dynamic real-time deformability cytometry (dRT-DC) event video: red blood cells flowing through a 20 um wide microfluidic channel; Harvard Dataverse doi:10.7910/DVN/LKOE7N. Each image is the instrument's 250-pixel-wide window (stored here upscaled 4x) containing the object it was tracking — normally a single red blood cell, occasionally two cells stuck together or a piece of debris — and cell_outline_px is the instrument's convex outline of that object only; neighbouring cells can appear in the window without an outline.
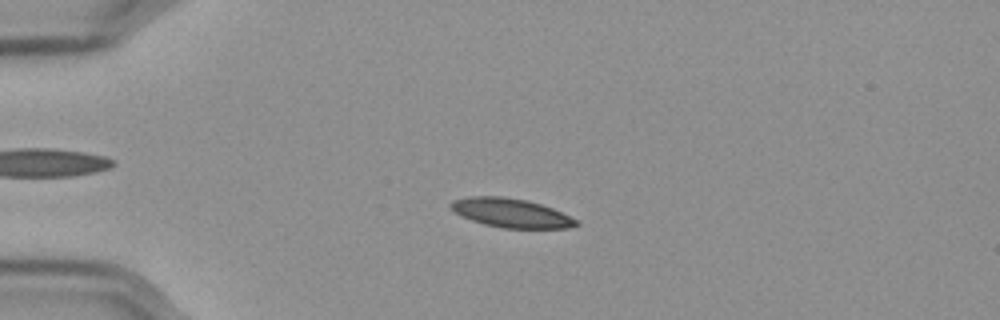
{"species": "Egyptian fruit bat (a non-hibernating species)", "species_latin": "Rousettus aegyptiacus", "temperature_condition": "cold", "stored_images_in_passage": 57, "camera_frame_rate_fps": 3000, "um_per_image_px": 0.085, "frame": {"image": 1, "passage_image": 14, "time_ms": 4.333, "image_size_px": [1000, 320], "cell_outline_px": [[580, 224], [568, 228], [504, 228], [484, 224], [472, 220], [456, 212], [448, 204], [452, 200], [468, 196], [504, 196], [528, 200], [552, 208], [580, 220]], "centroid_in_image_um": [43.47, 18.09], "position_along_channel_um": 41.5, "area_um2": 21.21}}
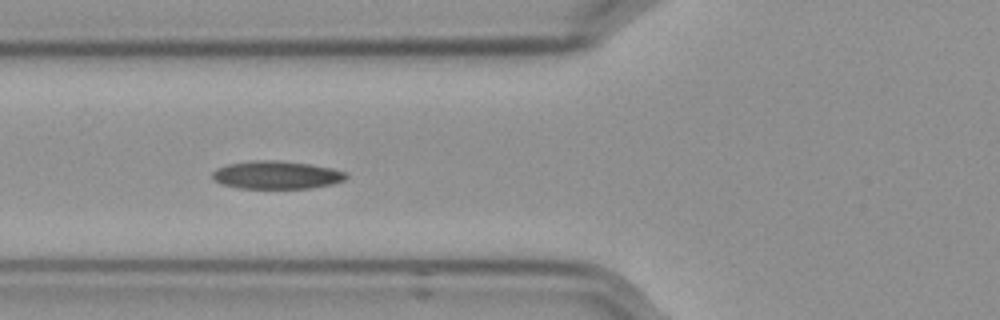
{"frame": {"image": 2, "passage_image": 22, "time_ms": 7.0, "image_size_px": [1000, 320], "cell_outline_px": [[348, 176], [344, 180], [332, 184], [312, 188], [236, 188], [220, 184], [212, 176], [212, 172], [216, 168], [228, 164], [252, 160], [276, 160], [308, 164], [332, 168], [348, 172]], "centroid_in_image_um": [23.5, 14.87], "position_along_channel_um": 102.3, "area_um2": 21.91}}
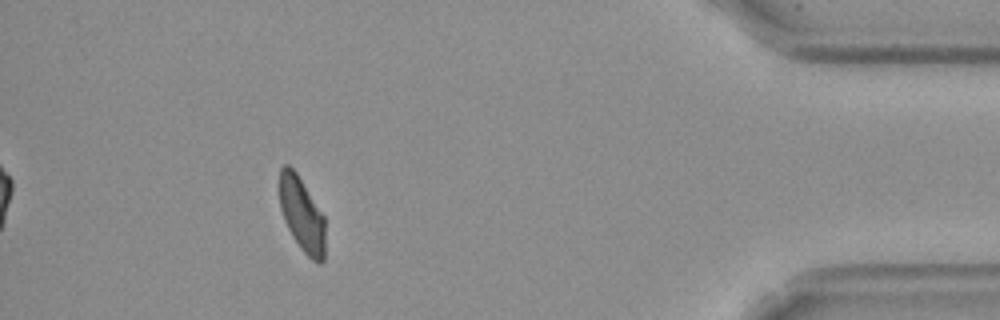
{"frame": {"image": 3, "passage_image": 52, "time_ms": 17.0, "image_size_px": [1000, 320], "cell_outline_px": [[324, 260], [320, 264], [316, 264], [300, 248], [292, 236], [284, 220], [280, 208], [280, 168], [284, 164], [288, 164], [296, 172], [324, 216]], "centroid_in_image_um": [25.65, 18.25], "position_along_channel_um": 409.5, "area_um2": 19.65}, "authors_computed_cell_mechanics": {"area_um2": 20.9236, "velocity_mm_per_s": 3.5637, "shape_relaxation_time_tau1_ms": 5.5893, "shape_relaxation_time_tau2_ms": 2.5241, "deformation_change_tau1": 0.1377, "deformation_change_tau2": 0.0677}}